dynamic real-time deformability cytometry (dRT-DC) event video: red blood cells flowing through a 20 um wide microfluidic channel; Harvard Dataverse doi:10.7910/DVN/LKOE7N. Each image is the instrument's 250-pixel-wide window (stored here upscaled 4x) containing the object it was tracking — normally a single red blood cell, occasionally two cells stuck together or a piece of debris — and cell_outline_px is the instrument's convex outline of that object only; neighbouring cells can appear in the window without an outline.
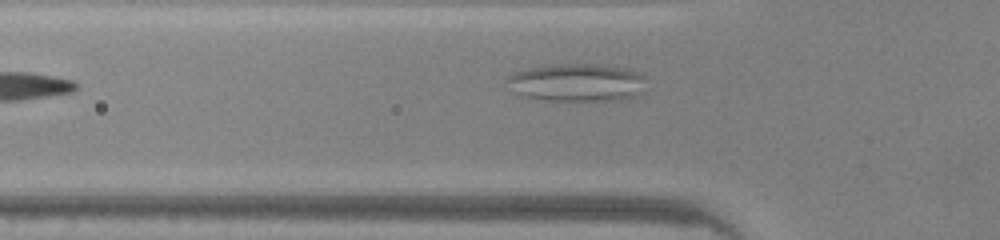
{"species": "common noctule bat (a hibernating species)", "species_latin": "Nyctalus noctula", "temperature_condition": "warm", "stored_images_in_passage": 36, "camera_frame_rate_fps": 3000, "um_per_image_px": 0.085, "animal": {"sex": "male", "body_mass_g": 20.0, "forearm_length_mm": 53.3}, "frame": {"image": 1, "passage_image": 6, "time_ms": 1.667, "image_size_px": [1000, 240], "cell_outline_px": [[644, 76], [636, 96], [620, 100], [544, 100], [520, 96], [504, 80], [512, 72], [528, 68], [552, 64], [596, 64], [632, 68], [644, 72]], "centroid_in_image_um": [49.0, 6.99], "position_along_channel_um": 76.8, "area_um2": 30.87}}
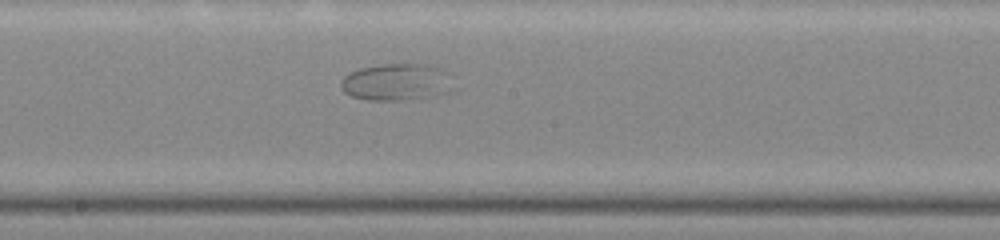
{"frame": {"image": 2, "passage_image": 16, "time_ms": 5.0, "image_size_px": [1000, 240], "cell_outline_px": [[448, 92], [428, 96], [396, 100], [368, 100], [352, 96], [344, 92], [340, 88], [340, 80], [344, 76], [360, 68], [384, 64], [428, 64], [444, 68], [448, 72]], "centroid_in_image_um": [33.63, 6.96], "position_along_channel_um": 214.6, "area_um2": 23.81}}
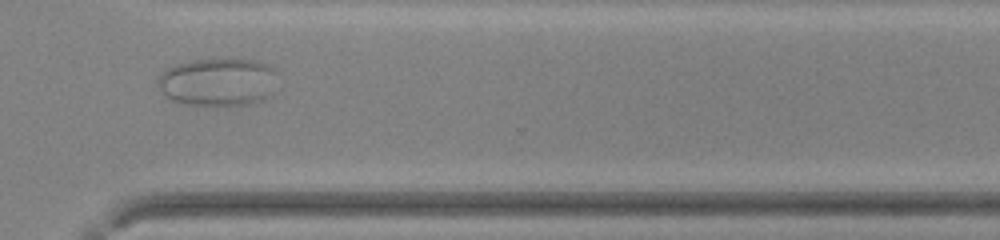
{"frame": {"image": 3, "passage_image": 26, "time_ms": 8.333, "image_size_px": [1000, 240], "cell_outline_px": [[272, 96], [264, 100], [252, 104], [216, 108], [188, 104], [172, 100], [156, 84], [156, 80], [160, 72], [176, 64], [192, 60], [256, 60], [272, 68]], "centroid_in_image_um": [18.47, 7.03], "position_along_channel_um": 352.1, "area_um2": 33.58}}